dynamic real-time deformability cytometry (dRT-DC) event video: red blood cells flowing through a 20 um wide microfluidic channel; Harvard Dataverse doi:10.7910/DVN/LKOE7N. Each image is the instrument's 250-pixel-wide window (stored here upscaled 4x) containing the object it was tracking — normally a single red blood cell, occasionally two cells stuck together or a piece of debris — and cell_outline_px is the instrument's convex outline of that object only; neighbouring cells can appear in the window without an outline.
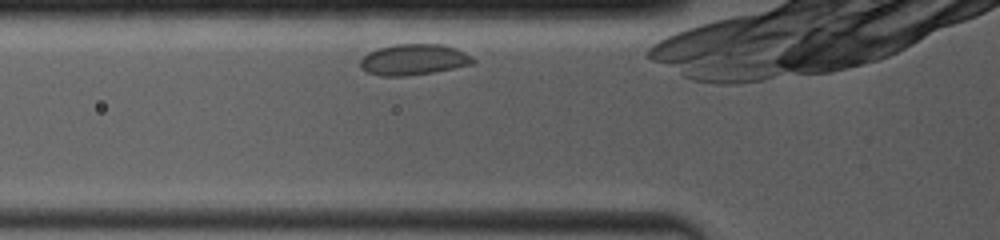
{"species": "common noctule bat (a hibernating species)", "species_latin": "Nyctalus noctula", "temperature_condition": "room temperature", "stored_images_in_passage": 15, "camera_frame_rate_fps": 4000, "um_per_image_px": 0.085, "animal": {"sex": "female", "body_mass_g": 19.0, "forearm_length_mm": 53.3}, "frame": {"image": 1, "passage_image": 3, "time_ms": 0.75, "image_size_px": [1000, 240], "cell_outline_px": [[476, 64], [432, 72], [404, 76], [380, 76], [368, 72], [360, 68], [360, 60], [368, 52], [380, 48], [396, 44], [440, 44], [456, 48], [472, 56], [476, 60]], "centroid_in_image_um": [35.19, 5.07], "position_along_channel_um": 90.6, "area_um2": 20.35}}
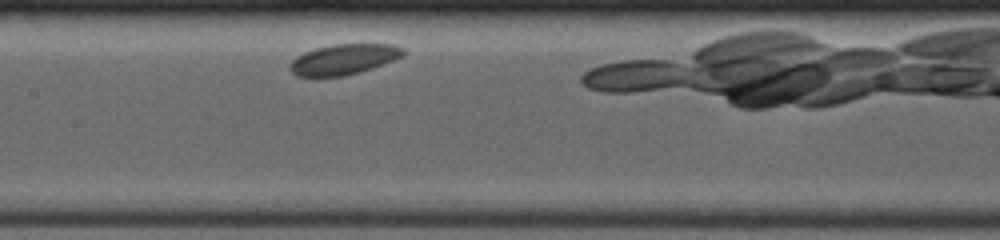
{"frame": {"image": 2, "passage_image": 9, "time_ms": 3.25, "image_size_px": [1000, 240], "cell_outline_px": [[404, 56], [372, 68], [344, 76], [296, 76], [288, 68], [288, 64], [296, 56], [304, 52], [316, 48], [332, 44], [396, 44], [404, 48]], "centroid_in_image_um": [29.2, 5.03], "position_along_channel_um": 178.2, "area_um2": 20.17}}